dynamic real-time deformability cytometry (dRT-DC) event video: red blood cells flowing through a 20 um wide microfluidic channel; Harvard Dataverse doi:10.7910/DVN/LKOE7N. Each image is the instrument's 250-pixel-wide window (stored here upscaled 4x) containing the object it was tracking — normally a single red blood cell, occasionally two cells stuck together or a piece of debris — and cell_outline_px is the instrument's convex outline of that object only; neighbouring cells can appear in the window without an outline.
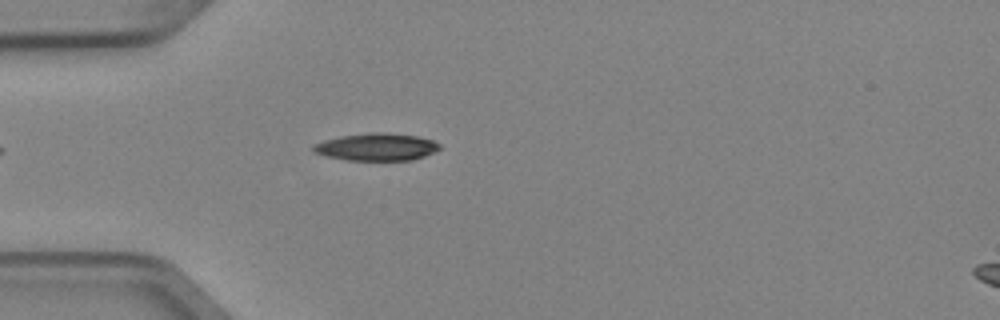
{"species": "Egyptian fruit bat (a non-hibernating species)", "species_latin": "Rousettus aegyptiacus", "temperature_condition": "cold", "stored_images_in_passage": 5, "segment_of_instrument_passage": [2, 2], "camera_frame_rate_fps": 3000, "um_per_image_px": 0.085, "animal": {"sex": "female"}, "frame": {"image": 1, "passage_image": 5, "time_ms": 1.333, "image_size_px": [1000, 320], "cell_outline_px": [[440, 148], [424, 156], [412, 160], [348, 160], [328, 156], [312, 152], [312, 144], [324, 140], [340, 136], [368, 132], [384, 132], [416, 136], [432, 140], [440, 144]], "centroid_in_image_um": [31.96, 12.48], "position_along_channel_um": 53.0, "area_um2": 20.11}}